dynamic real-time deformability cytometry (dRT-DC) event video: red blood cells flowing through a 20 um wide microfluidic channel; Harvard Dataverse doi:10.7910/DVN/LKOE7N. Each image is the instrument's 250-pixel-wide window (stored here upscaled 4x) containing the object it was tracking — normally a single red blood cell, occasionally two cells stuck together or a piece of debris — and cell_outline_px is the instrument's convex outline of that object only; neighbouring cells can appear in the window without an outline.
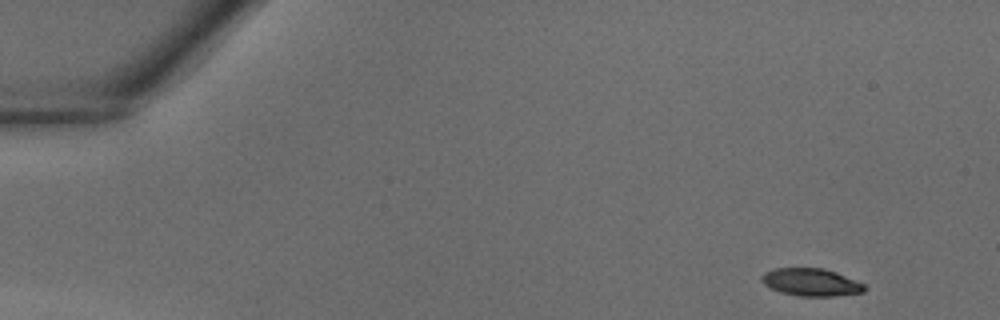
{"species": "common noctule bat (a hibernating species)", "species_latin": "Nyctalus noctula", "temperature_condition": "warm", "stored_images_in_passage": 38, "camera_frame_rate_fps": 3000, "um_per_image_px": 0.085, "animal": {"sex": "male", "body_mass_g": 18.8}, "frame": {"image": 1, "passage_image": 1, "time_ms": 0.0, "image_size_px": [1000, 320], "cell_outline_px": [[868, 288], [864, 292], [836, 296], [800, 296], [780, 292], [764, 284], [760, 280], [760, 276], [764, 272], [776, 268], [824, 268], [836, 272], [864, 284]], "centroid_in_image_um": [68.94, 23.99], "position_along_channel_um": 16.1, "area_um2": 16.59}}
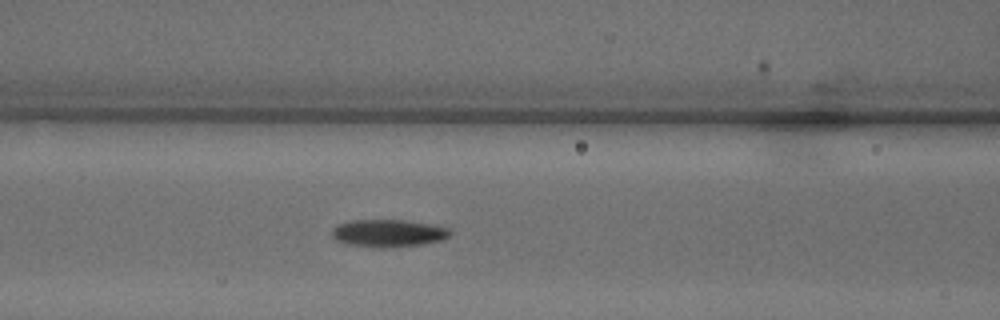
{"frame": {"image": 2, "passage_image": 15, "time_ms": 4.667, "image_size_px": [1000, 320], "cell_outline_px": [[452, 232], [444, 240], [424, 244], [352, 244], [336, 240], [332, 236], [332, 228], [340, 224], [352, 220], [404, 220], [428, 224], [448, 228]], "centroid_in_image_um": [33.05, 19.76], "position_along_channel_um": 133.6, "area_um2": 17.63}}
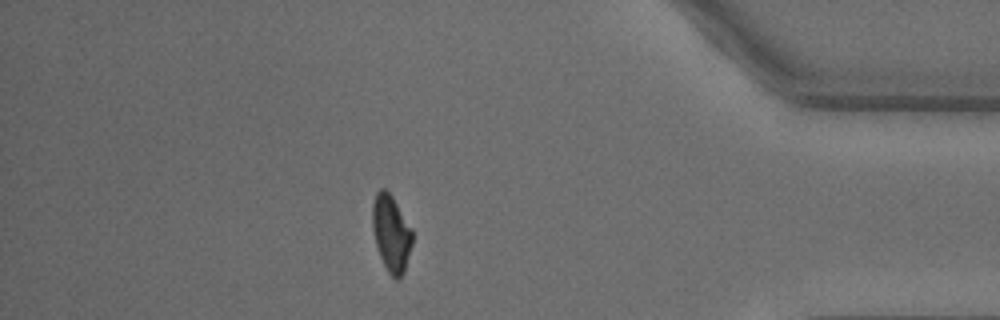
{"frame": {"image": 3, "passage_image": 33, "time_ms": 10.667, "image_size_px": [1000, 320], "cell_outline_px": [[412, 244], [404, 272], [396, 280], [388, 272], [380, 256], [376, 244], [372, 228], [372, 204], [376, 192], [380, 188], [384, 188], [392, 196], [412, 228]], "centroid_in_image_um": [33.25, 19.8], "position_along_channel_um": 402.0, "area_um2": 17.74}}